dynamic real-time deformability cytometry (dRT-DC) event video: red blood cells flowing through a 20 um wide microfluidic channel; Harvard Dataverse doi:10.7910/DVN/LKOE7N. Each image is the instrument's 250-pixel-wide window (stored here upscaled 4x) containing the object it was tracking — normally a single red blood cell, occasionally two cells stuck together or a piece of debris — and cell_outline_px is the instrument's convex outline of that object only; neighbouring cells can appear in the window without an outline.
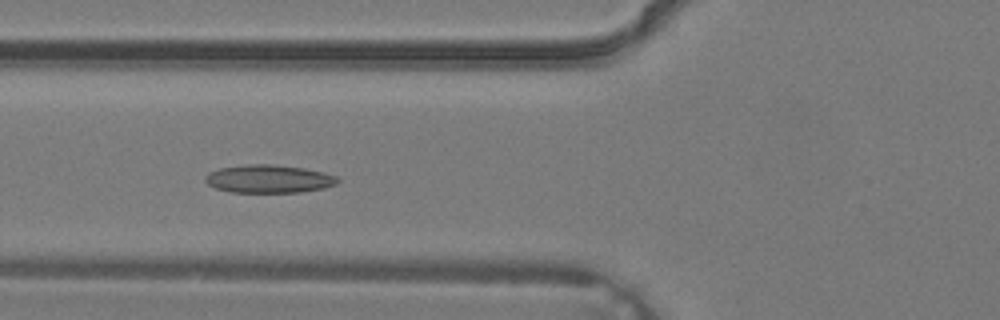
{"species": "common noctule bat (a hibernating species)", "species_latin": "Nyctalus noctula", "temperature_condition": "warm", "stored_images_in_passage": 4, "camera_frame_rate_fps": 3000, "um_per_image_px": 0.085, "animal": {"sex": "male", "body_mass_g": 19.2, "forearm_length_mm": 51.8}, "frame": {"image": 1, "passage_image": 4, "time_ms": 1.0, "image_size_px": [1000, 320], "cell_outline_px": [[340, 180], [336, 184], [324, 188], [300, 192], [228, 192], [216, 188], [208, 184], [204, 180], [204, 176], [208, 172], [220, 168], [248, 164], [272, 164], [304, 168], [324, 172], [336, 176]], "centroid_in_image_um": [22.83, 15.2], "position_along_channel_um": 103.0, "area_um2": 21.73}}